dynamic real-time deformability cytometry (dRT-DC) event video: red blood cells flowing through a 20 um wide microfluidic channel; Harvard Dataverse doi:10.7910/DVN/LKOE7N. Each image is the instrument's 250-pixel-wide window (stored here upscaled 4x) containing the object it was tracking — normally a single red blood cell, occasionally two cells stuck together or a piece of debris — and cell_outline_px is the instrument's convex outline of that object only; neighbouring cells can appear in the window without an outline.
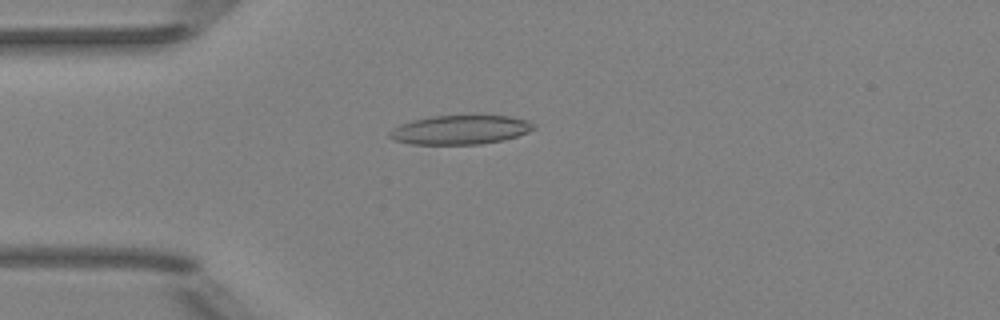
{"species": "Egyptian fruit bat (a non-hibernating species)", "species_latin": "Rousettus aegyptiacus", "temperature_condition": "room temperature", "stored_images_in_passage": 5, "camera_frame_rate_fps": 3000, "um_per_image_px": 0.085, "animal": {"sex": "female"}, "frame": {"image": 1, "passage_image": 4, "time_ms": 3.333, "image_size_px": [1000, 320], "cell_outline_px": [[536, 128], [528, 132], [504, 140], [480, 144], [412, 144], [392, 140], [388, 136], [388, 132], [392, 128], [400, 124], [412, 120], [432, 116], [508, 116], [524, 120], [536, 124]], "centroid_in_image_um": [39.08, 11.04], "position_along_channel_um": 45.9, "area_um2": 24.39}}